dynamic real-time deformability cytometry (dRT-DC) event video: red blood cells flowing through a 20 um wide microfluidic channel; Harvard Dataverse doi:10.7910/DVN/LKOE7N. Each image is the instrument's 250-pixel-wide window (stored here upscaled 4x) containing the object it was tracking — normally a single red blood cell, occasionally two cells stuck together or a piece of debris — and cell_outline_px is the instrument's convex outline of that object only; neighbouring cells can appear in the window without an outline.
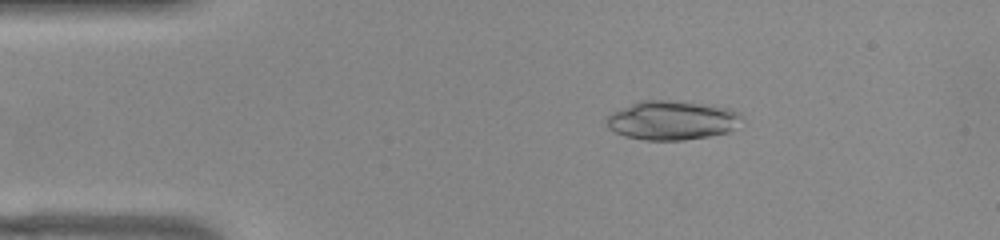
{"species": "common noctule bat (a hibernating species)", "species_latin": "Nyctalus noctula", "temperature_condition": "warm", "stored_images_in_passage": 52, "camera_frame_rate_fps": 3000, "um_per_image_px": 0.085, "animal": {"sex": "female", "body_mass_g": 22.0, "forearm_length_mm": 56.7}, "frame": {"image": 1, "passage_image": 9, "time_ms": 2.667, "image_size_px": [1000, 240], "cell_outline_px": [[740, 116], [732, 128], [728, 132], [708, 136], [684, 140], [644, 140], [624, 136], [608, 128], [604, 124], [604, 120], [612, 112], [640, 100], [668, 100], [704, 104], [728, 108], [736, 112]], "centroid_in_image_um": [57.01, 10.23], "position_along_channel_um": 28.0, "area_um2": 30.46}}
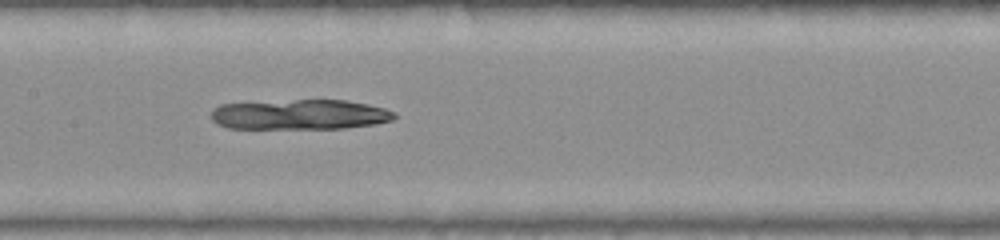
{"frame": {"image": 2, "passage_image": 25, "time_ms": 8.0, "image_size_px": [1000, 240], "cell_outline_px": [[396, 116], [392, 120], [376, 124], [344, 128], [228, 128], [216, 124], [212, 120], [212, 108], [220, 104], [296, 100], [344, 100], [368, 104], [384, 108], [396, 112]], "centroid_in_image_um": [25.5, 9.74], "position_along_channel_um": 181.9, "area_um2": 32.08}}
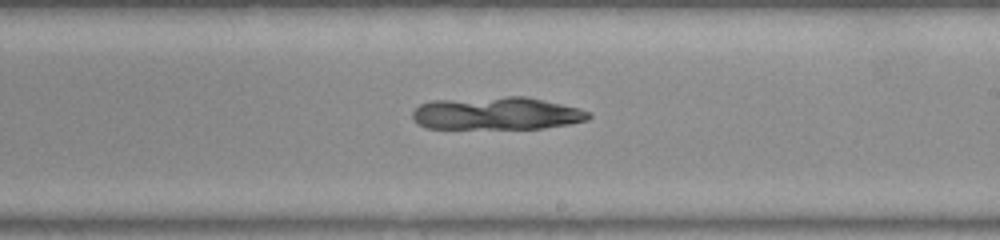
{"frame": {"image": 3, "passage_image": 30, "time_ms": 9.667, "image_size_px": [1000, 240], "cell_outline_px": [[592, 116], [588, 120], [568, 124], [544, 128], [424, 128], [412, 116], [412, 112], [420, 104], [432, 100], [504, 96], [528, 96], [580, 108], [592, 112]], "centroid_in_image_um": [42.27, 9.62], "position_along_channel_um": 246.7, "area_um2": 33.87}}